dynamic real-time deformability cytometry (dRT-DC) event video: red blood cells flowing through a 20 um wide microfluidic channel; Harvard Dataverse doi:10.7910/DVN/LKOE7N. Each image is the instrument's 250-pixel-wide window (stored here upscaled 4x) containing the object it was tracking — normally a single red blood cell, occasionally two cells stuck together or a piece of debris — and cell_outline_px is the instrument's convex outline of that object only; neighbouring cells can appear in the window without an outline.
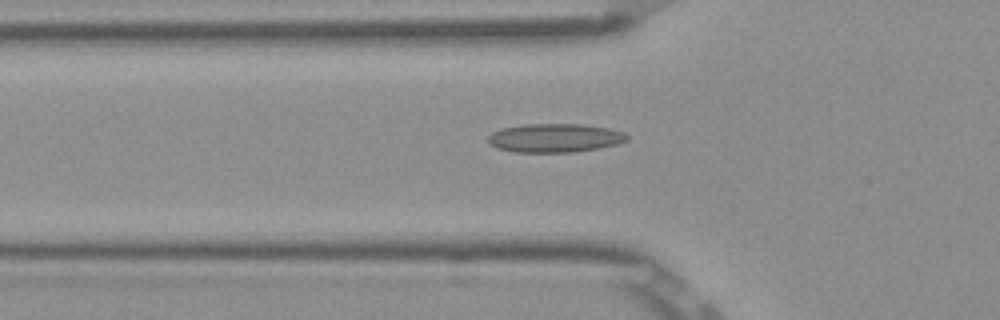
{"species": "Egyptian fruit bat (a non-hibernating species)", "species_latin": "Rousettus aegyptiacus", "temperature_condition": "room temperature", "stored_images_in_passage": 50, "camera_frame_rate_fps": 3000, "um_per_image_px": 0.085, "frame": {"image": 1, "passage_image": 18, "time_ms": 5.667, "image_size_px": [1000, 320], "cell_outline_px": [[628, 140], [616, 144], [600, 148], [572, 152], [512, 152], [496, 148], [488, 140], [488, 136], [492, 132], [500, 128], [524, 124], [580, 124], [608, 128], [624, 132], [628, 136]], "centroid_in_image_um": [47.14, 11.72], "position_along_channel_um": 78.7, "area_um2": 23.29}}
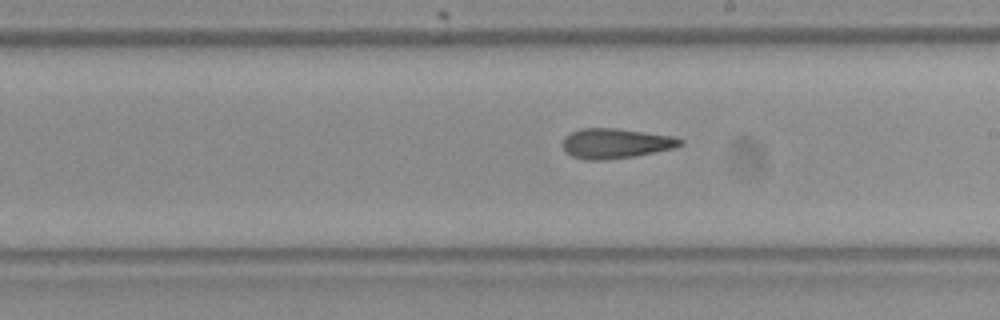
{"frame": {"image": 2, "passage_image": 30, "time_ms": 9.667, "image_size_px": [1000, 320], "cell_outline_px": [[684, 144], [676, 148], [636, 156], [604, 160], [584, 160], [572, 156], [564, 148], [564, 136], [580, 128], [616, 128], [672, 136], [684, 140]], "centroid_in_image_um": [52.37, 12.19], "position_along_channel_um": 236.6, "area_um2": 20.58}}
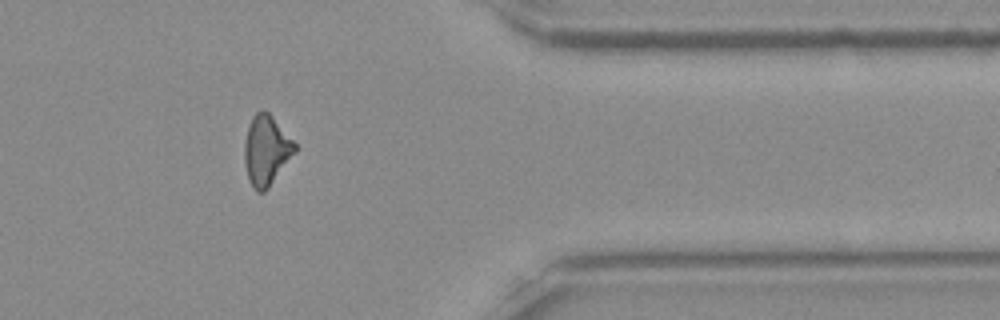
{"frame": {"image": 3, "passage_image": 43, "time_ms": 14.0, "image_size_px": [1000, 320], "cell_outline_px": [[296, 152], [268, 188], [264, 192], [256, 192], [252, 188], [248, 180], [244, 160], [244, 144], [248, 128], [252, 116], [256, 112], [268, 112], [272, 116], [296, 144]], "centroid_in_image_um": [22.62, 12.82], "position_along_channel_um": 388.8, "area_um2": 20.4}}